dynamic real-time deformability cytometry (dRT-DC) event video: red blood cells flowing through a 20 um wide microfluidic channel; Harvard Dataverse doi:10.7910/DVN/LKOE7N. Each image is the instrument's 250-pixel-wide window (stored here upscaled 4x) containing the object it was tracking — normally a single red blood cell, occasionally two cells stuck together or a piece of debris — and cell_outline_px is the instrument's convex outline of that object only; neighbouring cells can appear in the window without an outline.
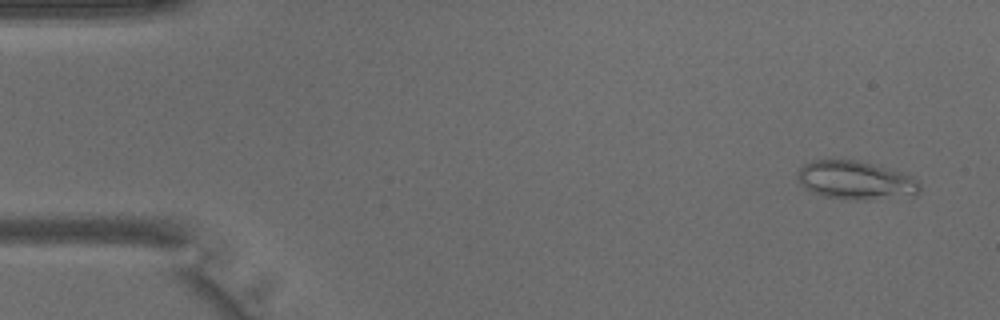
{"species": "common noctule bat (a hibernating species)", "species_latin": "Nyctalus noctula", "temperature_condition": "warm", "stored_images_in_passage": 43, "camera_frame_rate_fps": 3000, "um_per_image_px": 0.085, "animal": {"sex": "male", "body_mass_g": 15.6}, "frame": {"image": 1, "passage_image": 3, "time_ms": 0.667, "image_size_px": [1000, 320], "cell_outline_px": [[920, 192], [916, 196], [868, 200], [852, 200], [824, 196], [812, 192], [804, 188], [796, 180], [796, 172], [804, 164], [812, 160], [856, 160], [900, 172], [912, 176], [920, 184]], "centroid_in_image_um": [72.71, 15.35], "position_along_channel_um": 12.3, "area_um2": 27.69}}
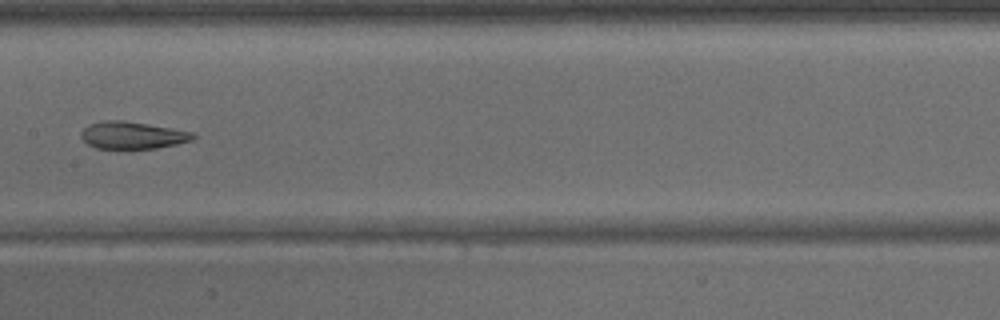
{"frame": {"image": 2, "passage_image": 22, "time_ms": 7.0, "image_size_px": [1000, 320], "cell_outline_px": [[196, 136], [192, 140], [176, 144], [156, 148], [96, 148], [88, 144], [80, 136], [80, 132], [88, 124], [108, 120], [124, 120], [172, 128], [192, 132]], "centroid_in_image_um": [11.24, 11.49], "position_along_channel_um": 196.2, "area_um2": 17.63}}
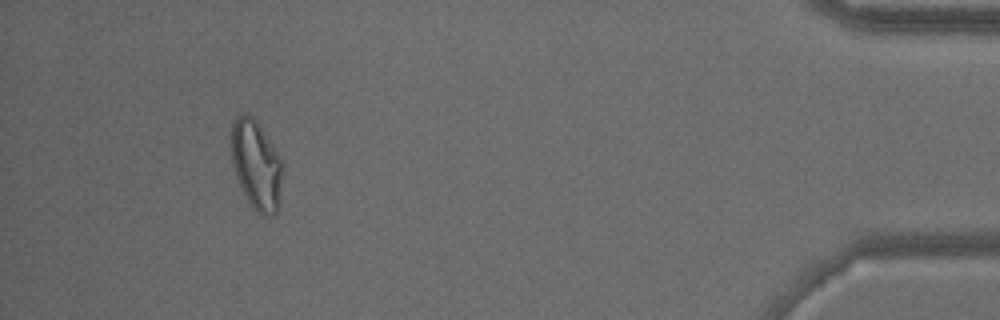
{"frame": {"image": 3, "passage_image": 40, "time_ms": 13.0, "image_size_px": [1000, 320], "cell_outline_px": [[284, 164], [276, 212], [272, 216], [260, 216], [248, 200], [236, 176], [232, 164], [232, 120], [236, 116], [252, 116], [256, 120], [280, 156]], "centroid_in_image_um": [21.8, 14.02], "position_along_channel_um": 413.4, "area_um2": 26.24}}